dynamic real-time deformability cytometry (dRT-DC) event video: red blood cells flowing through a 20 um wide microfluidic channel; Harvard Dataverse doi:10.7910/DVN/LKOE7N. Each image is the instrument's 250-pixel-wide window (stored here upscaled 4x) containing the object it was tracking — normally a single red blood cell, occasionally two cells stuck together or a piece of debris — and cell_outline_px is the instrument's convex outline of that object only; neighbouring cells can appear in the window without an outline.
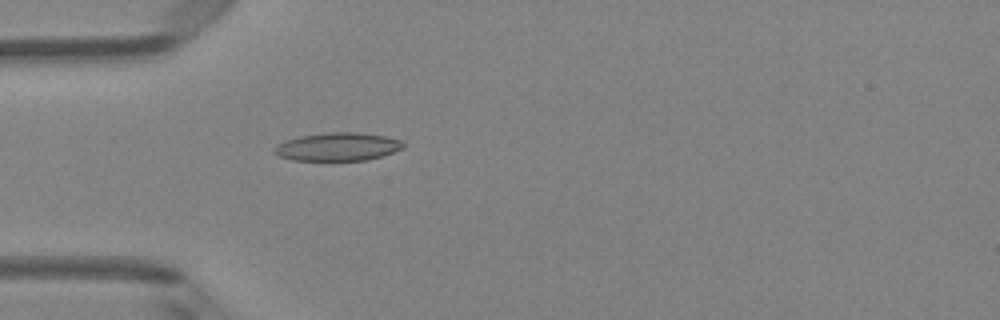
{"species": "Egyptian fruit bat (a non-hibernating species)", "species_latin": "Rousettus aegyptiacus", "temperature_condition": "room temperature", "stored_images_in_passage": 4, "camera_frame_rate_fps": 3000, "um_per_image_px": 0.085, "animal": {"sex": "female"}, "frame": {"image": 1, "passage_image": 4, "time_ms": 4.333, "image_size_px": [1000, 320], "cell_outline_px": [[404, 148], [368, 160], [292, 160], [280, 156], [272, 152], [272, 148], [276, 144], [284, 140], [300, 136], [328, 132], [356, 132], [384, 136], [400, 140], [404, 144]], "centroid_in_image_um": [28.65, 12.47], "position_along_channel_um": 56.4, "area_um2": 21.15}}